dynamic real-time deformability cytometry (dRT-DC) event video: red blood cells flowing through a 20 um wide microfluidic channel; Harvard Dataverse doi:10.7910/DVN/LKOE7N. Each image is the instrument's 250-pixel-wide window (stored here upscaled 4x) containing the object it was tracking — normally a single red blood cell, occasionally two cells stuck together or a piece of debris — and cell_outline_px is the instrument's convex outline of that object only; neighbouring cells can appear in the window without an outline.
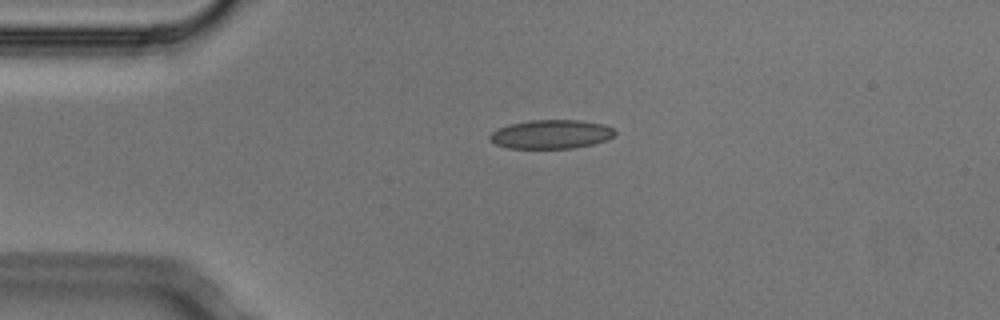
{"species": "Egyptian fruit bat (a non-hibernating species)", "species_latin": "Rousettus aegyptiacus", "temperature_condition": "cold", "stored_images_in_passage": 5, "camera_frame_rate_fps": 3000, "um_per_image_px": 0.085, "animal": {"sex": "male"}, "frame": {"image": 1, "passage_image": 4, "time_ms": 1.0, "image_size_px": [1000, 320], "cell_outline_px": [[616, 132], [612, 136], [604, 140], [592, 144], [576, 148], [508, 148], [496, 144], [488, 140], [488, 136], [492, 132], [508, 124], [528, 120], [580, 120], [604, 124], [612, 128]], "centroid_in_image_um": [46.81, 11.4], "position_along_channel_um": 38.2, "area_um2": 21.04}}